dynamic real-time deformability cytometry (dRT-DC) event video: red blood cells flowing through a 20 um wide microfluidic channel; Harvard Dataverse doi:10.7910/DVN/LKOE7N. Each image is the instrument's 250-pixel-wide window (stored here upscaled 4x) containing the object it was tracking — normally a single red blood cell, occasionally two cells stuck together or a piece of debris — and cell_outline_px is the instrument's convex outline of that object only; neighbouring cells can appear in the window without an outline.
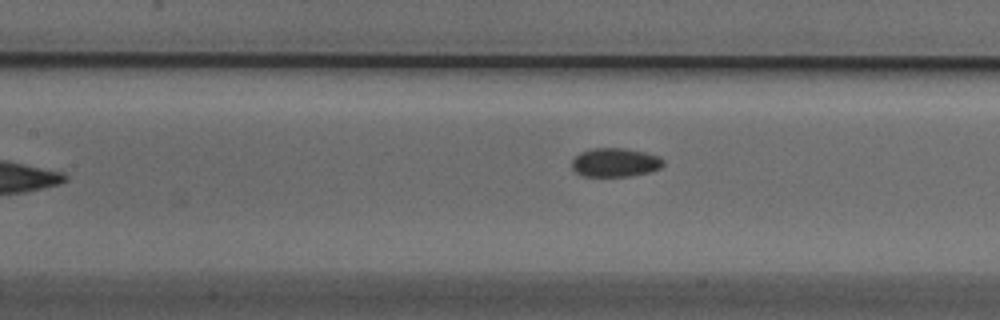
{"species": "Egyptian fruit bat (a non-hibernating species)", "species_latin": "Rousettus aegyptiacus", "temperature_condition": "cold", "stored_images_in_passage": 7, "camera_frame_rate_fps": 3000, "um_per_image_px": 0.085, "animal": {"sex": "male"}, "frame": {"image": 1, "passage_image": 7, "time_ms": 2.0, "image_size_px": [1000, 320], "cell_outline_px": [[664, 164], [660, 168], [648, 172], [632, 176], [584, 176], [576, 172], [572, 168], [572, 160], [580, 152], [592, 148], [624, 148], [644, 152], [660, 156], [664, 160]], "centroid_in_image_um": [52.3, 13.8], "position_along_channel_um": 155.1, "area_um2": 15.37}}